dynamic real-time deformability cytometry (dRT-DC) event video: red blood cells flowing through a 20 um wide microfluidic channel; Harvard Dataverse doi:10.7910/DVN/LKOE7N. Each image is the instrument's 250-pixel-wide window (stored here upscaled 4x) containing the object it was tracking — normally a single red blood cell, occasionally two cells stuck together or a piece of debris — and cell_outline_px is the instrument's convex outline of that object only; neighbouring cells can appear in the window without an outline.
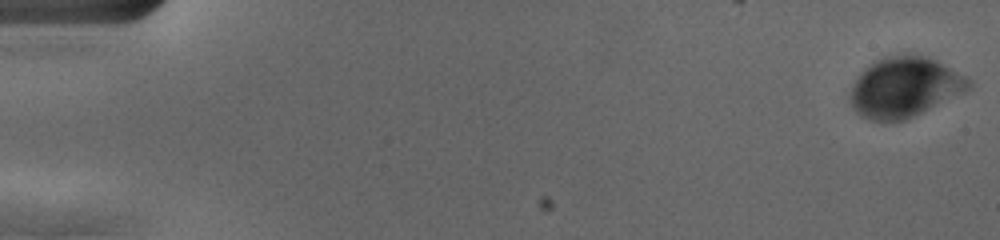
{"species": "human", "species_latin": "Homo sapiens", "temperature_condition": "cold", "stored_images_in_passage": 56, "camera_frame_rate_fps": 3000, "um_per_image_px": 0.085, "donor": {"sex": "female"}, "frame": {"image": 1, "passage_image": 1, "time_ms": 0.0, "image_size_px": [1000, 240], "cell_outline_px": [[972, 84], [964, 92], [904, 120], [872, 120], [860, 116], [852, 108], [848, 96], [852, 84], [860, 72], [864, 68], [876, 60], [884, 56], [904, 52], [928, 56], [936, 60], [972, 80]], "centroid_in_image_um": [76.84, 7.37], "position_along_channel_um": 8.2, "area_um2": 41.67}}
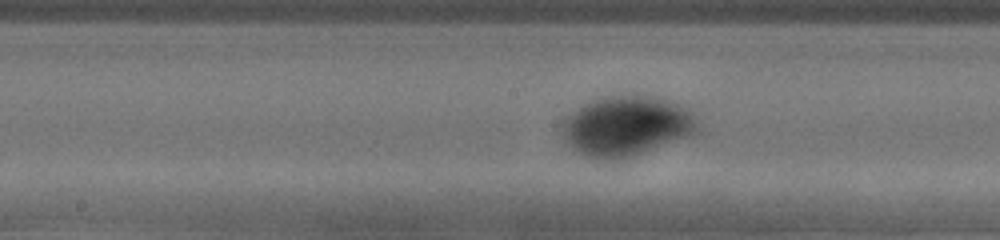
{"frame": {"image": 2, "passage_image": 30, "time_ms": 9.667, "image_size_px": [1000, 240], "cell_outline_px": [[700, 132], [692, 136], [620, 160], [596, 160], [584, 156], [572, 148], [564, 136], [560, 124], [560, 120], [584, 104], [592, 100], [604, 96], [632, 92], [636, 92], [656, 96], [680, 104], [688, 108], [692, 112]], "centroid_in_image_um": [53.26, 10.68], "position_along_channel_um": 194.9, "area_um2": 48.55}}
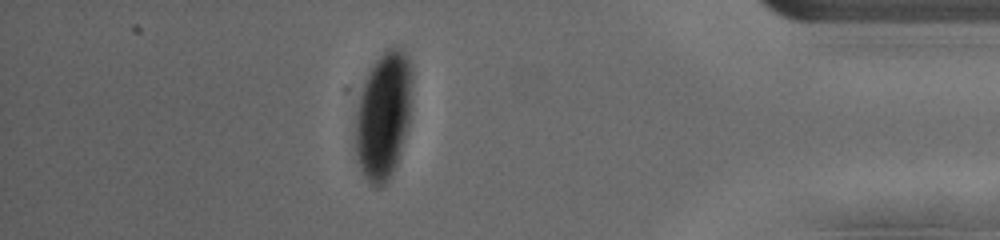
{"frame": {"image": 3, "passage_image": 50, "time_ms": 16.333, "image_size_px": [1000, 240], "cell_outline_px": [[412, 84], [408, 124], [400, 152], [396, 164], [388, 180], [380, 188], [376, 188], [364, 176], [356, 160], [356, 112], [364, 80], [372, 64], [388, 48], [400, 48], [412, 60]], "centroid_in_image_um": [32.6, 9.79], "position_along_channel_um": 402.6, "area_um2": 42.02}, "authors_computed_cell_mechanics": {"area_um2": 43.5234, "velocity_mm_per_s": 3.6462, "shape_relaxation_time_tau1_ms": 5.9979, "shape_relaxation_time_tau2_ms": null, "deformation_change_tau1": 0.1421, "deformation_change_tau2": null}}